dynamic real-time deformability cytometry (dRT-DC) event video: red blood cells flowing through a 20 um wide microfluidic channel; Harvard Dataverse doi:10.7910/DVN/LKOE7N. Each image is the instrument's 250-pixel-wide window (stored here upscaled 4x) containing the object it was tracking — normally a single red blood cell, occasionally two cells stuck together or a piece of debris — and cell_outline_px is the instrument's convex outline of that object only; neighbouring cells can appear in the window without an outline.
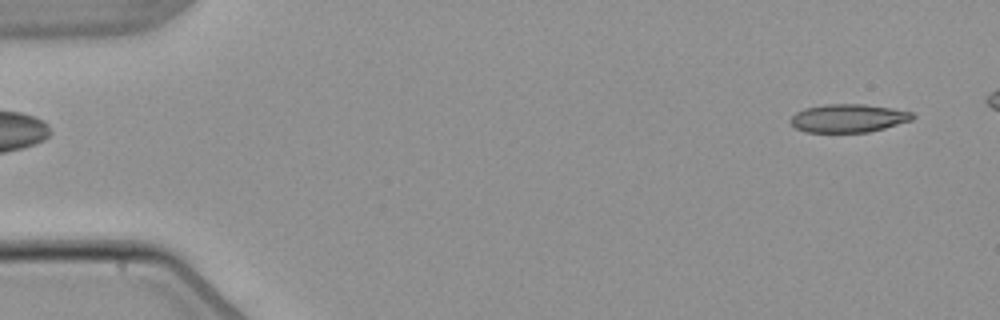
{"species": "common noctule bat (a hibernating species)", "species_latin": "Nyctalus noctula", "temperature_condition": "warm", "stored_images_in_passage": 5, "segment_of_instrument_passage": [2, 2], "camera_frame_rate_fps": 3000, "um_per_image_px": 0.085, "animal": {"sex": "male", "body_mass_g": 21.5, "forearm_length_mm": 52.0}, "frame": {"image": 1, "passage_image": 5, "time_ms": 5.333, "image_size_px": [1000, 320], "cell_outline_px": [[916, 116], [912, 120], [884, 128], [868, 132], [804, 132], [796, 128], [788, 120], [796, 112], [804, 108], [824, 104], [864, 104], [892, 108], [912, 112]], "centroid_in_image_um": [72.09, 10.04], "position_along_channel_um": 12.9, "area_um2": 20.17}}